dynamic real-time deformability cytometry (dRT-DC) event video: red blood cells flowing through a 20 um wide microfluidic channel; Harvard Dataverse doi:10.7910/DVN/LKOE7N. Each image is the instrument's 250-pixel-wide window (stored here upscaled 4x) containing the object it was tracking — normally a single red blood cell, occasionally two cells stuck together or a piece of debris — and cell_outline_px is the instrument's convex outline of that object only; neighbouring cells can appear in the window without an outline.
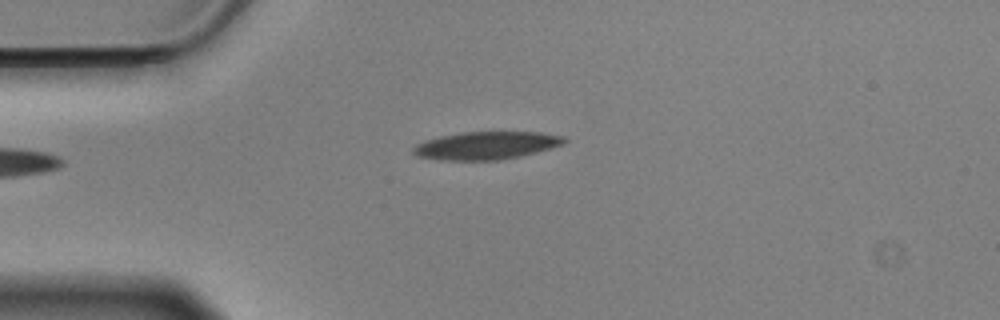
{"species": "Egyptian fruit bat (a non-hibernating species)", "species_latin": "Rousettus aegyptiacus", "temperature_condition": "cold", "stored_images_in_passage": 40, "camera_frame_rate_fps": 3000, "um_per_image_px": 0.085, "animal": {"sex": "male"}, "frame": {"image": 1, "passage_image": 1, "time_ms": 0.0, "image_size_px": [1000, 320], "cell_outline_px": [[568, 140], [564, 144], [552, 148], [520, 156], [500, 160], [440, 160], [416, 156], [412, 152], [412, 148], [416, 144], [424, 140], [440, 136], [460, 132], [540, 132], [564, 136]], "centroid_in_image_um": [41.32, 12.36], "position_along_channel_um": 43.7, "area_um2": 24.68}}
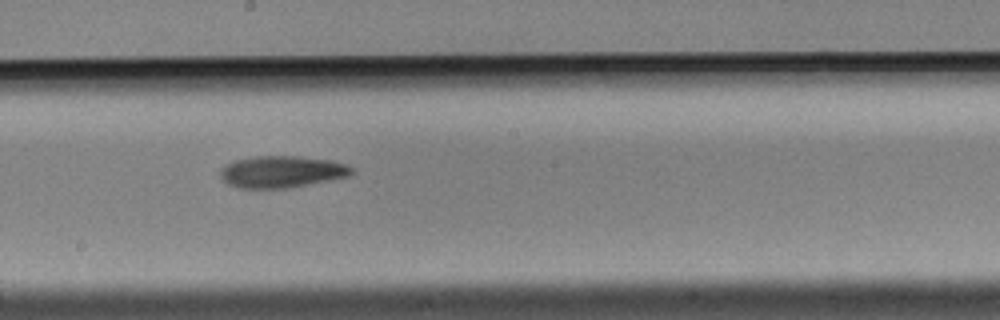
{"frame": {"image": 2, "passage_image": 18, "time_ms": 5.667, "image_size_px": [1000, 320], "cell_outline_px": [[356, 172], [348, 176], [332, 180], [288, 188], [240, 188], [228, 184], [220, 176], [220, 168], [224, 164], [236, 160], [256, 156], [296, 156], [332, 160], [348, 164], [356, 168]], "centroid_in_image_um": [24.0, 14.59], "position_along_channel_um": 224.2, "area_um2": 24.68}}
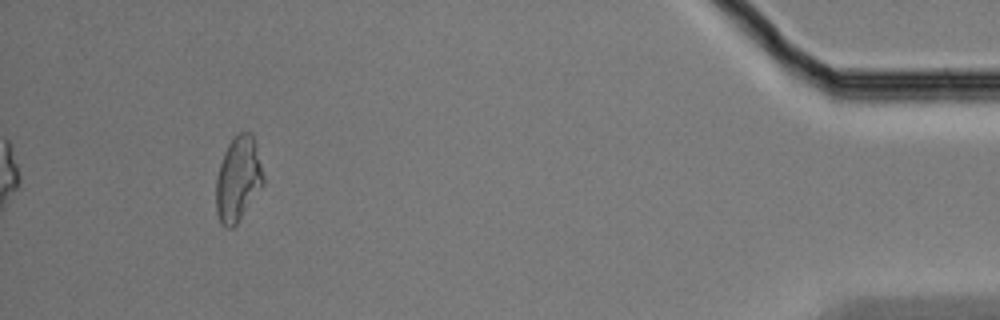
{"frame": {"image": 3, "passage_image": 40, "time_ms": 13.0, "image_size_px": [1000, 320], "cell_outline_px": [[264, 184], [236, 224], [232, 228], [228, 228], [220, 224], [216, 212], [216, 176], [224, 152], [228, 144], [240, 132], [252, 132], [256, 144], [264, 176]], "centroid_in_image_um": [20.23, 15.22], "position_along_channel_um": 415.0, "area_um2": 23.35}, "authors_computed_cell_mechanics": {"area_um2": 23.5535, "velocity_mm_per_s": 3.5019, "shape_relaxation_time_tau1_ms": 7.6462, "shape_relaxation_time_tau2_ms": null, "deformation_change_tau1": 0.1443, "deformation_change_tau2": null}}